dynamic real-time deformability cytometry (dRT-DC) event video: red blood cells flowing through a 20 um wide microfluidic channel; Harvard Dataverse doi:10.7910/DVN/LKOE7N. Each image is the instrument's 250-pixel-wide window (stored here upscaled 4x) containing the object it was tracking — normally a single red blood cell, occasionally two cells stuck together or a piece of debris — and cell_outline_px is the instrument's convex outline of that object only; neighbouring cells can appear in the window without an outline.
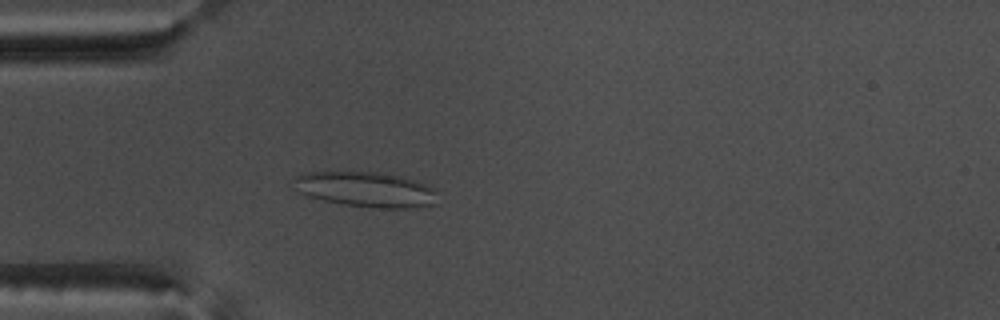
{"species": "common noctule bat (a hibernating species)", "species_latin": "Nyctalus noctula", "temperature_condition": "warm", "stored_images_in_passage": 53, "camera_frame_rate_fps": 3000, "um_per_image_px": 0.085, "animal": {"sex": "male", "body_mass_g": 17.5, "forearm_length_mm": 52.3}, "frame": {"image": 1, "passage_image": 15, "time_ms": 4.667, "image_size_px": [1000, 320], "cell_outline_px": [[436, 204], [416, 208], [380, 208], [344, 204], [324, 200], [308, 196], [300, 192], [296, 176], [304, 172], [376, 172], [400, 176], [416, 180], [436, 188]], "centroid_in_image_um": [31.21, 16.1], "position_along_channel_um": 53.8, "area_um2": 29.19}}
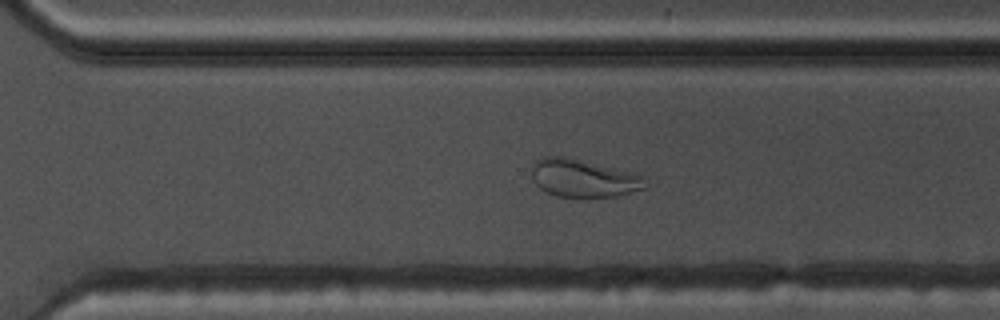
{"frame": {"image": 2, "passage_image": 37, "time_ms": 12.0, "image_size_px": [1000, 320], "cell_outline_px": [[648, 188], [616, 196], [556, 196], [540, 188], [532, 180], [532, 164], [536, 160], [544, 156], [560, 156], [632, 172], [644, 176]], "centroid_in_image_um": [49.59, 15.15], "position_along_channel_um": 321.0, "area_um2": 24.68}}
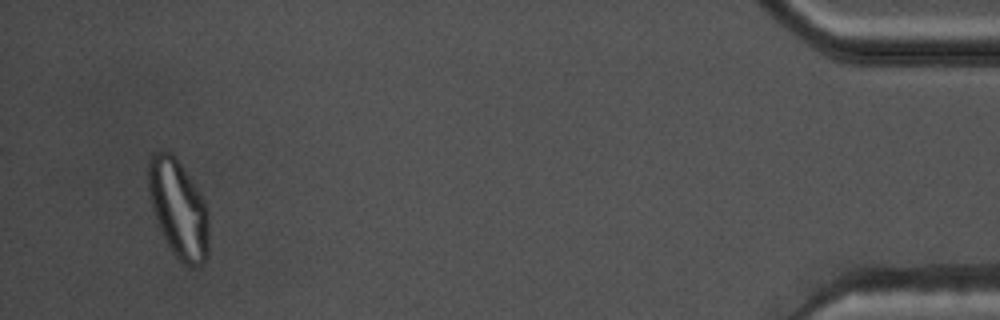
{"frame": {"image": 3, "passage_image": 51, "time_ms": 16.667, "image_size_px": [1000, 320], "cell_outline_px": [[208, 256], [204, 264], [200, 268], [188, 268], [172, 252], [160, 232], [152, 208], [148, 192], [148, 160], [152, 152], [160, 148], [172, 152], [176, 156], [204, 200], [208, 208]], "centroid_in_image_um": [15.16, 17.75], "position_along_channel_um": 420.0, "area_um2": 35.43}}